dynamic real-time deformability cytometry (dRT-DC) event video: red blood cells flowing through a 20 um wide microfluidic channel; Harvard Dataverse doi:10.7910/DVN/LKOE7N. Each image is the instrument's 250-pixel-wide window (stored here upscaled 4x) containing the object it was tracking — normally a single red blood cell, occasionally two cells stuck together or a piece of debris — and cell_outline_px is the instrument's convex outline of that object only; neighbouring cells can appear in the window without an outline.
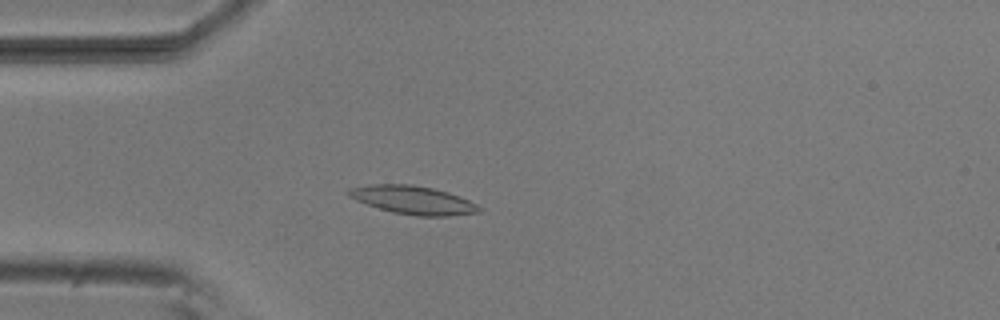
{"species": "common noctule bat (a hibernating species)", "species_latin": "Nyctalus noctula", "temperature_condition": "room temperature", "stored_images_in_passage": 45, "camera_frame_rate_fps": 3000, "um_per_image_px": 0.085, "animal": {"sex": "male", "body_mass_g": 20.5, "forearm_length_mm": 52.5}, "frame": {"image": 1, "passage_image": 7, "time_ms": 2.0, "image_size_px": [1000, 320], "cell_outline_px": [[484, 208], [480, 212], [448, 216], [416, 216], [392, 212], [356, 200], [348, 196], [344, 192], [348, 188], [368, 184], [412, 184], [432, 188], [448, 192], [460, 196]], "centroid_in_image_um": [35.09, 16.99], "position_along_channel_um": 49.9, "area_um2": 21.68}}
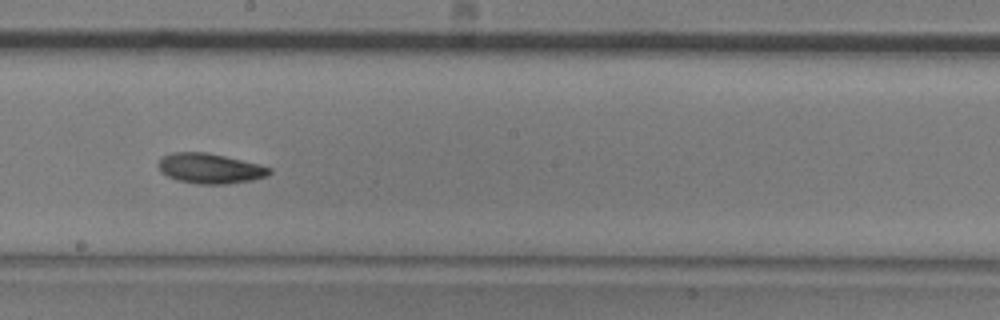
{"frame": {"image": 2, "passage_image": 22, "time_ms": 7.0, "image_size_px": [1000, 320], "cell_outline_px": [[272, 172], [268, 176], [252, 180], [228, 184], [196, 184], [176, 180], [160, 172], [156, 164], [164, 156], [172, 152], [208, 152], [260, 164], [272, 168]], "centroid_in_image_um": [17.86, 14.32], "position_along_channel_um": 230.3, "area_um2": 19.77}}
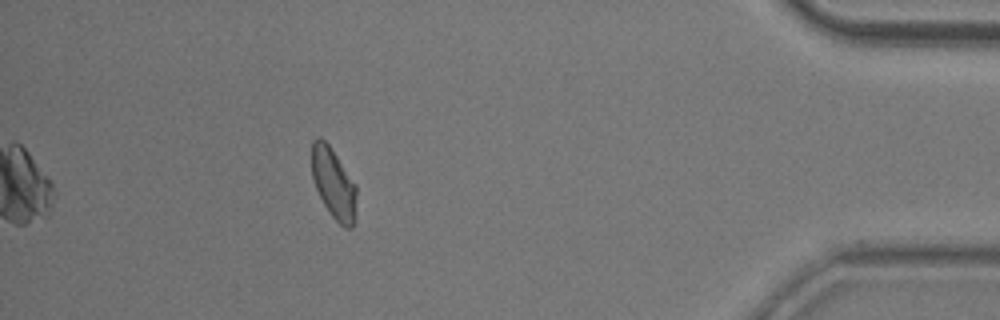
{"frame": {"image": 3, "passage_image": 40, "time_ms": 13.0, "image_size_px": [1000, 320], "cell_outline_px": [[356, 212], [352, 228], [344, 228], [332, 216], [324, 204], [316, 188], [312, 176], [312, 140], [316, 136], [320, 136], [328, 144], [356, 184]], "centroid_in_image_um": [28.36, 15.59], "position_along_channel_um": 406.8, "area_um2": 18.32}, "authors_computed_cell_mechanics": {"area_um2": 18.9584, "velocity_mm_per_s": 3.7995, "shape_relaxation_time_tau1_ms": 7.2915, "shape_relaxation_time_tau2_ms": 3.4382, "deformation_change_tau1": 0.1671, "deformation_change_tau2": 0.0882}}